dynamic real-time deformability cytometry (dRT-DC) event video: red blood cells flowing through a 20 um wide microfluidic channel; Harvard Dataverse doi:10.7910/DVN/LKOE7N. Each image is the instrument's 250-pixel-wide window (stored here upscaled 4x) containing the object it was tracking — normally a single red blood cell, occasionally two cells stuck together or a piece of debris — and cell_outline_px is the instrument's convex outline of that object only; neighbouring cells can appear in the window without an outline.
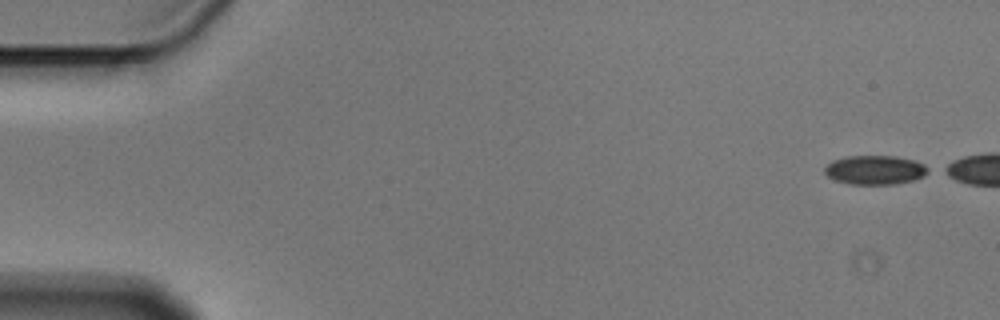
{"species": "Egyptian fruit bat (a non-hibernating species)", "species_latin": "Rousettus aegyptiacus", "temperature_condition": "cold", "stored_images_in_passage": 4, "camera_frame_rate_fps": 3000, "um_per_image_px": 0.085, "animal": {"sex": "male"}, "frame": {"image": 1, "passage_image": 1, "time_ms": 0.0, "image_size_px": [1000, 320], "cell_outline_px": [[932, 172], [924, 176], [912, 180], [896, 184], [848, 184], [836, 180], [828, 176], [824, 172], [824, 168], [832, 160], [844, 156], [896, 156], [916, 160], [932, 168]], "centroid_in_image_um": [74.43, 14.44], "position_along_channel_um": 10.6, "area_um2": 17.86}}